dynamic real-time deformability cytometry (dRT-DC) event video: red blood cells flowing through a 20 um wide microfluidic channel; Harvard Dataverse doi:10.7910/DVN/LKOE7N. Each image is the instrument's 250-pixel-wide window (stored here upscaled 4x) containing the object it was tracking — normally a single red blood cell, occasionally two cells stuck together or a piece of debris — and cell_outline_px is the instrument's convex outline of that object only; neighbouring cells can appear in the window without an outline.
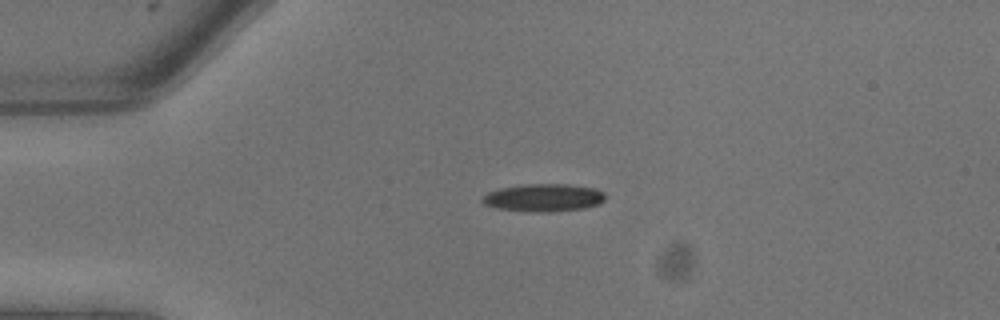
{"species": "common noctule bat (a hibernating species)", "species_latin": "Nyctalus noctula", "temperature_condition": "warm", "stored_images_in_passage": 8, "camera_frame_rate_fps": 3000, "um_per_image_px": 0.085, "animal": {"sex": "male", "body_mass_g": 13.3}, "frame": {"image": 1, "passage_image": 5, "time_ms": 1.333, "image_size_px": [1000, 320], "cell_outline_px": [[604, 200], [600, 204], [584, 208], [552, 212], [528, 212], [496, 208], [484, 204], [480, 200], [488, 192], [500, 188], [520, 184], [568, 184], [596, 188], [604, 192]], "centroid_in_image_um": [46.2, 16.8], "position_along_channel_um": 38.8, "area_um2": 20.11}}